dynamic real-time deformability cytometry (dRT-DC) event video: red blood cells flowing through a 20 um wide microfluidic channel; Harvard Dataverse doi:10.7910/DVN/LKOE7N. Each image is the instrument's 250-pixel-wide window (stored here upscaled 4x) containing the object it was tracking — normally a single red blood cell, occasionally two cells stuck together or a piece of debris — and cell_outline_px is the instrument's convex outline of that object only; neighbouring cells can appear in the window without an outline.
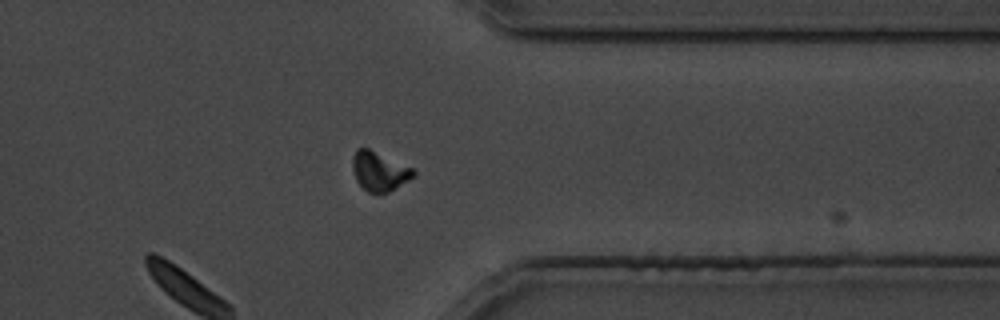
{"species": "common noctule bat (a hibernating species)", "species_latin": "Nyctalus noctula", "temperature_condition": "cold", "stored_images_in_passage": 22, "camera_frame_rate_fps": 3000, "um_per_image_px": 0.085, "animal": {"sex": "male", "body_mass_g": 19.5, "forearm_length_mm": 54.6}, "frame": {"image": 1, "passage_image": 22, "time_ms": 26.667, "image_size_px": [1000, 320], "cell_outline_px": [[416, 176], [388, 192], [368, 192], [356, 180], [352, 168], [352, 156], [356, 148], [368, 148], [412, 168], [416, 172]], "centroid_in_image_um": [32.23, 14.54], "position_along_channel_um": 379.2, "area_um2": 13.76}}